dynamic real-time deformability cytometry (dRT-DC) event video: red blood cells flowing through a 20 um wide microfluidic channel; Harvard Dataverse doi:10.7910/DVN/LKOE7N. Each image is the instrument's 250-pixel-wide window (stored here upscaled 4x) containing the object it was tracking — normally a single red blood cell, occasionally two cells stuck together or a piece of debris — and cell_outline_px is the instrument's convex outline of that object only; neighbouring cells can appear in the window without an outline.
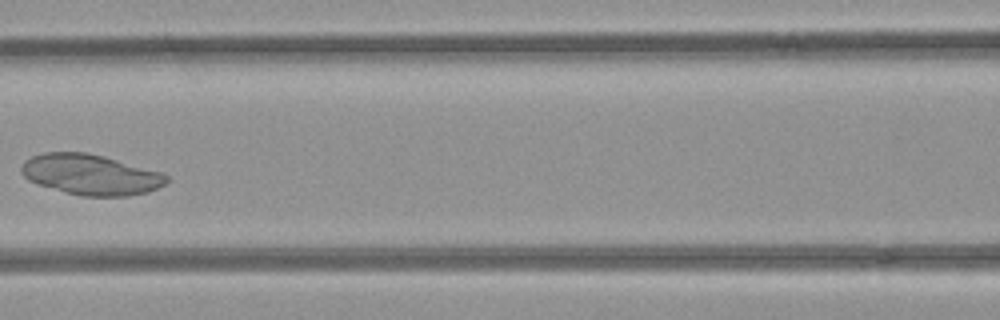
{"species": "common noctule bat (a hibernating species)", "species_latin": "Nyctalus noctula", "temperature_condition": "room temperature", "stored_images_in_passage": 7, "camera_frame_rate_fps": 3000, "um_per_image_px": 0.085, "animal": {"sex": "female", "body_mass_g": 21.9}, "frame": {"image": 1, "passage_image": 6, "time_ms": 1.667, "image_size_px": [1000, 320], "cell_outline_px": [[168, 180], [164, 184], [148, 192], [128, 196], [80, 196], [64, 192], [36, 184], [28, 180], [20, 172], [20, 168], [24, 160], [32, 156], [44, 152], [84, 152], [104, 156], [164, 172], [168, 176]], "centroid_in_image_um": [7.69, 14.84], "position_along_channel_um": 158.9, "area_um2": 34.62}}
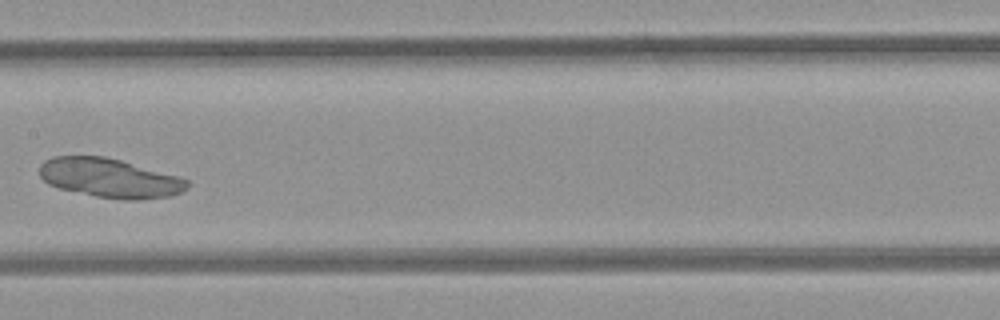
{"frame": {"image": 2, "passage_image": 7, "time_ms": 2.0, "image_size_px": [1000, 320], "cell_outline_px": [[188, 188], [180, 192], [168, 196], [140, 200], [124, 200], [96, 196], [60, 188], [48, 184], [40, 176], [40, 164], [44, 160], [52, 156], [104, 156], [120, 160], [180, 176], [188, 180]], "centroid_in_image_um": [9.33, 15.13], "position_along_channel_um": 198.1, "area_um2": 33.7}}